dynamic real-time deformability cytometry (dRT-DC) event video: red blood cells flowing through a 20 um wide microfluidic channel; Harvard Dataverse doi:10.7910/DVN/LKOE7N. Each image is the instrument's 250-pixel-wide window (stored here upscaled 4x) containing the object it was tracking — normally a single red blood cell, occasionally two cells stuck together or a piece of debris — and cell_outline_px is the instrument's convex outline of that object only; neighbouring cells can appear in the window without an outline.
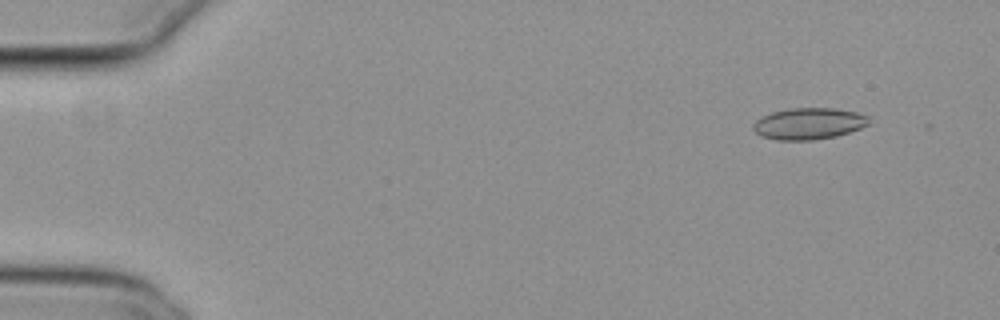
{"species": "common noctule bat (a hibernating species)", "species_latin": "Nyctalus noctula", "temperature_condition": "cold", "stored_images_in_passage": 18, "camera_frame_rate_fps": 3000, "um_per_image_px": 0.085, "animal": {"sex": "female", "body_mass_g": 29.2, "forearm_length_mm": 56.3}, "frame": {"image": 1, "passage_image": 5, "time_ms": 1.333, "image_size_px": [1000, 320], "cell_outline_px": [[872, 124], [836, 136], [812, 140], [776, 140], [760, 136], [752, 128], [752, 124], [756, 120], [772, 112], [788, 108], [832, 108], [856, 112], [868, 116]], "centroid_in_image_um": [68.74, 10.51], "position_along_channel_um": 16.3, "area_um2": 21.33}}
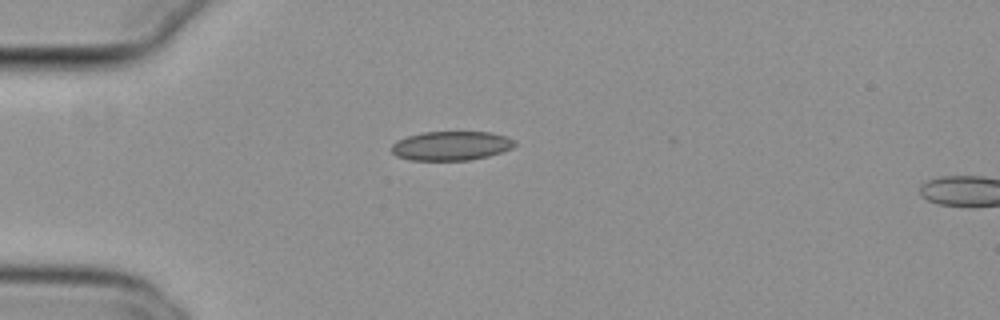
{"frame": {"image": 2, "passage_image": 15, "time_ms": 4.667, "image_size_px": [1000, 320], "cell_outline_px": [[516, 144], [512, 148], [488, 156], [468, 160], [412, 160], [396, 156], [392, 152], [392, 144], [396, 140], [408, 136], [424, 132], [492, 132], [508, 136], [516, 140]], "centroid_in_image_um": [38.37, 12.38], "position_along_channel_um": 46.6, "area_um2": 20.98}}